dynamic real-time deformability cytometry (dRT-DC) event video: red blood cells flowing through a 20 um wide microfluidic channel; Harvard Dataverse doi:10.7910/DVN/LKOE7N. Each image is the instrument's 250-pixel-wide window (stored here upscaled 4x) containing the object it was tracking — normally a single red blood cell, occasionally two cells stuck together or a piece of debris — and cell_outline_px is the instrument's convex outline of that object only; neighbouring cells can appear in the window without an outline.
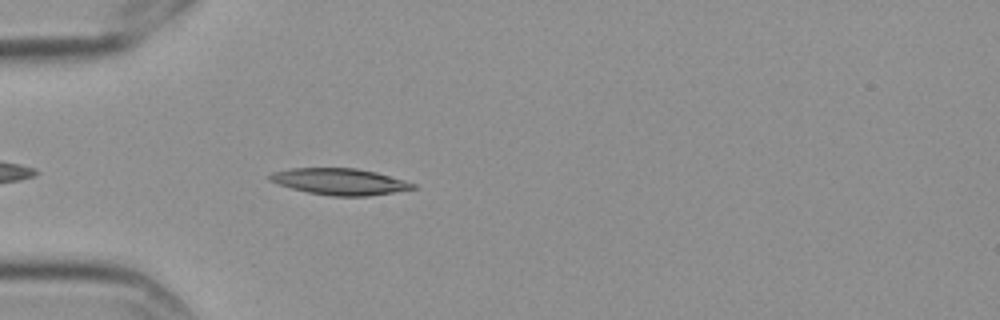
{"species": "Egyptian fruit bat (a non-hibernating species)", "species_latin": "Rousettus aegyptiacus", "temperature_condition": "cold", "stored_images_in_passage": 3, "camera_frame_rate_fps": 3000, "um_per_image_px": 0.085, "frame": {"image": 1, "passage_image": 3, "time_ms": 0.667, "image_size_px": [1000, 320], "cell_outline_px": [[416, 188], [368, 196], [332, 196], [308, 192], [292, 188], [268, 180], [268, 176], [272, 172], [288, 168], [356, 168], [376, 172], [404, 180], [416, 184]], "centroid_in_image_um": [28.86, 15.43], "position_along_channel_um": 56.1, "area_um2": 21.91}}